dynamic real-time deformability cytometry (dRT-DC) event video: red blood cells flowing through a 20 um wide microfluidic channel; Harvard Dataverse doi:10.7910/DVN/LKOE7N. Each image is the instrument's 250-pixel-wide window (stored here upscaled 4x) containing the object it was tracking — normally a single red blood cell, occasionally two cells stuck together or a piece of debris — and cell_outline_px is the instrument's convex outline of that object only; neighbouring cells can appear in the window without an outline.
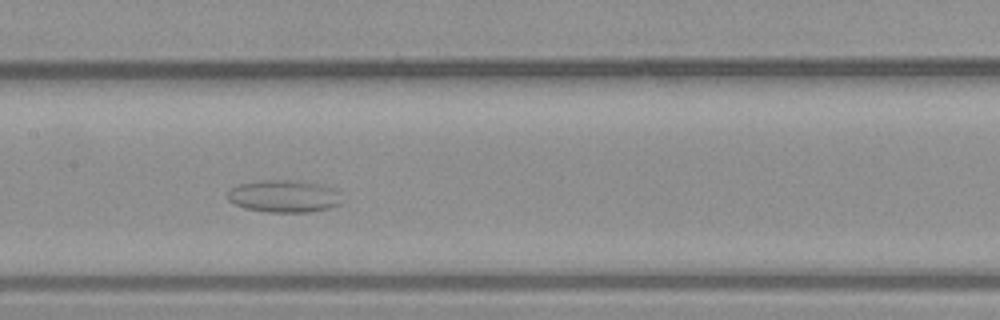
{"species": "common noctule bat (a hibernating species)", "species_latin": "Nyctalus noctula", "temperature_condition": "warm", "stored_images_in_passage": 37, "camera_frame_rate_fps": 3000, "um_per_image_px": 0.085, "animal": {"sex": "male", "body_mass_g": 23.1, "forearm_length_mm": 52.7}, "frame": {"image": 1, "passage_image": 16, "time_ms": 5.0, "image_size_px": [1000, 320], "cell_outline_px": [[344, 200], [340, 204], [328, 208], [312, 212], [268, 212], [244, 208], [228, 200], [228, 188], [240, 184], [264, 180], [304, 180], [336, 188]], "centroid_in_image_um": [24.19, 16.67], "position_along_channel_um": 183.2, "area_um2": 21.91}}
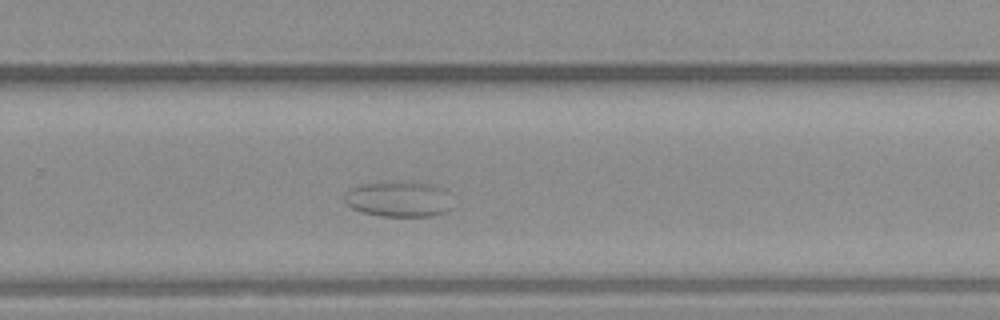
{"frame": {"image": 2, "passage_image": 23, "time_ms": 7.333, "image_size_px": [1000, 320], "cell_outline_px": [[452, 208], [448, 212], [432, 216], [380, 216], [360, 212], [352, 208], [344, 200], [344, 192], [352, 188], [364, 184], [392, 180], [420, 180], [448, 188], [452, 192]], "centroid_in_image_um": [34.01, 16.88], "position_along_channel_um": 295.8, "area_um2": 23.76}}
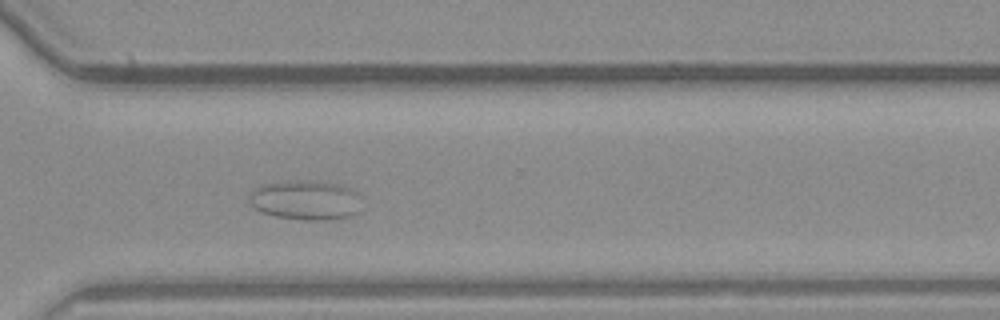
{"frame": {"image": 3, "passage_image": 26, "time_ms": 8.333, "image_size_px": [1000, 320], "cell_outline_px": [[364, 196], [360, 212], [352, 216], [340, 220], [300, 220], [276, 216], [264, 212], [256, 208], [248, 200], [248, 196], [260, 184], [284, 180], [312, 180], [340, 184], [352, 188], [360, 192]], "centroid_in_image_um": [26.1, 17.0], "position_along_channel_um": 344.5, "area_um2": 27.05}}